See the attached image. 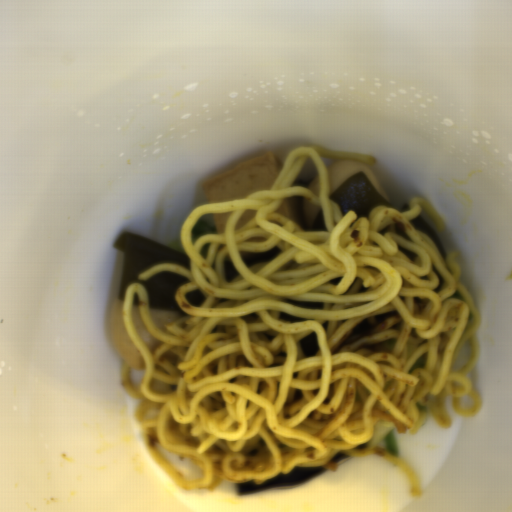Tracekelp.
Instances as JSON below:
<instances>
[{
    "label": "kelp",
    "instance_id": "99668d17",
    "mask_svg": "<svg viewBox=\"0 0 512 512\" xmlns=\"http://www.w3.org/2000/svg\"><path fill=\"white\" fill-rule=\"evenodd\" d=\"M113 244L124 252V272L118 298H124L125 288L130 282H138L146 287L150 307L167 308L179 315H186L175 302V292L181 283H187L189 279L175 272L164 271L148 281H140L138 273L156 262H176L189 271V257L175 248L127 230L118 233Z\"/></svg>",
    "mask_w": 512,
    "mask_h": 512
},
{
    "label": "kelp",
    "instance_id": "cf089659",
    "mask_svg": "<svg viewBox=\"0 0 512 512\" xmlns=\"http://www.w3.org/2000/svg\"><path fill=\"white\" fill-rule=\"evenodd\" d=\"M330 200L339 203L344 216L351 210L358 217H368L374 206L383 205L399 212L409 211L408 203L394 206L382 197L374 188L368 176L362 171L352 175L346 182L333 191Z\"/></svg>",
    "mask_w": 512,
    "mask_h": 512
},
{
    "label": "kelp",
    "instance_id": "604fcf36",
    "mask_svg": "<svg viewBox=\"0 0 512 512\" xmlns=\"http://www.w3.org/2000/svg\"><path fill=\"white\" fill-rule=\"evenodd\" d=\"M322 467H295L289 471L288 474H280L268 480L267 482L256 485L254 482H247L245 484H238L241 492L242 491H255L262 489H270L280 486L294 485L301 481L311 478L318 472Z\"/></svg>",
    "mask_w": 512,
    "mask_h": 512
},
{
    "label": "kelp",
    "instance_id": "861f05c9",
    "mask_svg": "<svg viewBox=\"0 0 512 512\" xmlns=\"http://www.w3.org/2000/svg\"><path fill=\"white\" fill-rule=\"evenodd\" d=\"M292 203L294 205L297 223L303 228V230H326L323 221V209L317 212L313 227H309L306 225V220L304 218V199L300 195H296L292 197Z\"/></svg>",
    "mask_w": 512,
    "mask_h": 512
},
{
    "label": "kelp",
    "instance_id": "d102d525",
    "mask_svg": "<svg viewBox=\"0 0 512 512\" xmlns=\"http://www.w3.org/2000/svg\"><path fill=\"white\" fill-rule=\"evenodd\" d=\"M410 222H411L412 227L415 230H422L428 237H430L434 241L436 246L439 248V250L442 254L443 260L445 262L446 251H445L444 245H443L439 235L435 231V229L428 223V221L422 215H418L414 219L410 220Z\"/></svg>",
    "mask_w": 512,
    "mask_h": 512
},
{
    "label": "kelp",
    "instance_id": "69b00fe1",
    "mask_svg": "<svg viewBox=\"0 0 512 512\" xmlns=\"http://www.w3.org/2000/svg\"><path fill=\"white\" fill-rule=\"evenodd\" d=\"M280 252H281L280 248H278L276 246V247H274L268 251L262 252V253H250V254H245L241 257L248 268V267L254 265L255 263L273 260Z\"/></svg>",
    "mask_w": 512,
    "mask_h": 512
},
{
    "label": "kelp",
    "instance_id": "6d42b08b",
    "mask_svg": "<svg viewBox=\"0 0 512 512\" xmlns=\"http://www.w3.org/2000/svg\"><path fill=\"white\" fill-rule=\"evenodd\" d=\"M299 345L302 351L304 352L305 356H316L317 351L319 349V343L317 340L316 333L313 331L303 339H300Z\"/></svg>",
    "mask_w": 512,
    "mask_h": 512
},
{
    "label": "kelp",
    "instance_id": "59a32d9e",
    "mask_svg": "<svg viewBox=\"0 0 512 512\" xmlns=\"http://www.w3.org/2000/svg\"><path fill=\"white\" fill-rule=\"evenodd\" d=\"M185 299L192 305H200L206 300V296L198 289L185 294Z\"/></svg>",
    "mask_w": 512,
    "mask_h": 512
},
{
    "label": "kelp",
    "instance_id": "21ea7ff6",
    "mask_svg": "<svg viewBox=\"0 0 512 512\" xmlns=\"http://www.w3.org/2000/svg\"><path fill=\"white\" fill-rule=\"evenodd\" d=\"M225 281L231 282L238 274L233 265L229 261H223Z\"/></svg>",
    "mask_w": 512,
    "mask_h": 512
},
{
    "label": "kelp",
    "instance_id": "133cd13f",
    "mask_svg": "<svg viewBox=\"0 0 512 512\" xmlns=\"http://www.w3.org/2000/svg\"><path fill=\"white\" fill-rule=\"evenodd\" d=\"M372 327L373 325L371 324V322L365 318L361 323L355 326L351 335H355L370 330Z\"/></svg>",
    "mask_w": 512,
    "mask_h": 512
},
{
    "label": "kelp",
    "instance_id": "61c4fe6a",
    "mask_svg": "<svg viewBox=\"0 0 512 512\" xmlns=\"http://www.w3.org/2000/svg\"><path fill=\"white\" fill-rule=\"evenodd\" d=\"M284 302H289L292 305H302L309 308H323L324 303L322 302H302V301H294V300H284Z\"/></svg>",
    "mask_w": 512,
    "mask_h": 512
},
{
    "label": "kelp",
    "instance_id": "f00367f4",
    "mask_svg": "<svg viewBox=\"0 0 512 512\" xmlns=\"http://www.w3.org/2000/svg\"><path fill=\"white\" fill-rule=\"evenodd\" d=\"M279 317H280L281 320H289V321H293V322H301V321H306V320H312V319H304V318L292 316V315L286 314V313L281 312V311H280Z\"/></svg>",
    "mask_w": 512,
    "mask_h": 512
},
{
    "label": "kelp",
    "instance_id": "1b26413b",
    "mask_svg": "<svg viewBox=\"0 0 512 512\" xmlns=\"http://www.w3.org/2000/svg\"><path fill=\"white\" fill-rule=\"evenodd\" d=\"M315 177H311L310 179H299V180H296L292 186H302L304 188H309L312 181L314 180ZM291 186V187H292Z\"/></svg>",
    "mask_w": 512,
    "mask_h": 512
},
{
    "label": "kelp",
    "instance_id": "417a2ed2",
    "mask_svg": "<svg viewBox=\"0 0 512 512\" xmlns=\"http://www.w3.org/2000/svg\"><path fill=\"white\" fill-rule=\"evenodd\" d=\"M396 315H398L397 310L396 311H392V312H388V313L379 314L377 316H374V318H375V321L378 323V322H381V321L385 320L386 318L393 317V316H396Z\"/></svg>",
    "mask_w": 512,
    "mask_h": 512
},
{
    "label": "kelp",
    "instance_id": "977a6ead",
    "mask_svg": "<svg viewBox=\"0 0 512 512\" xmlns=\"http://www.w3.org/2000/svg\"><path fill=\"white\" fill-rule=\"evenodd\" d=\"M433 270H434V272L436 273V276H437V278H438V280H439L438 287L433 288V289H434V291H436V292H437V291H438V290H440V289H441V287L443 286V284H444V278H443V277H442V275H441V274L436 270V268H435V266H434V265H433Z\"/></svg>",
    "mask_w": 512,
    "mask_h": 512
},
{
    "label": "kelp",
    "instance_id": "c5f9033e",
    "mask_svg": "<svg viewBox=\"0 0 512 512\" xmlns=\"http://www.w3.org/2000/svg\"><path fill=\"white\" fill-rule=\"evenodd\" d=\"M398 249H400L402 252H404L412 260L413 263H414V258L418 257L415 253H413L412 251H410L402 246L398 245Z\"/></svg>",
    "mask_w": 512,
    "mask_h": 512
},
{
    "label": "kelp",
    "instance_id": "c99c7359",
    "mask_svg": "<svg viewBox=\"0 0 512 512\" xmlns=\"http://www.w3.org/2000/svg\"><path fill=\"white\" fill-rule=\"evenodd\" d=\"M350 457H347V456H344V455H341V454H336L334 455L333 457L330 458L331 462H335V461H340V460H346Z\"/></svg>",
    "mask_w": 512,
    "mask_h": 512
},
{
    "label": "kelp",
    "instance_id": "3304434c",
    "mask_svg": "<svg viewBox=\"0 0 512 512\" xmlns=\"http://www.w3.org/2000/svg\"><path fill=\"white\" fill-rule=\"evenodd\" d=\"M341 281H342V276H341V277H338V278L331 279V280H329V282H328V283H333V284H335V285H336V284H338V283H339V282H341Z\"/></svg>",
    "mask_w": 512,
    "mask_h": 512
},
{
    "label": "kelp",
    "instance_id": "9238b06b",
    "mask_svg": "<svg viewBox=\"0 0 512 512\" xmlns=\"http://www.w3.org/2000/svg\"><path fill=\"white\" fill-rule=\"evenodd\" d=\"M413 300H414L415 303H421L422 304V302H423L419 297H414Z\"/></svg>",
    "mask_w": 512,
    "mask_h": 512
},
{
    "label": "kelp",
    "instance_id": "898cb7cd",
    "mask_svg": "<svg viewBox=\"0 0 512 512\" xmlns=\"http://www.w3.org/2000/svg\"><path fill=\"white\" fill-rule=\"evenodd\" d=\"M366 290H369V289H365L363 288L362 286L357 290V292H363V291H366Z\"/></svg>",
    "mask_w": 512,
    "mask_h": 512
},
{
    "label": "kelp",
    "instance_id": "e1b355b4",
    "mask_svg": "<svg viewBox=\"0 0 512 512\" xmlns=\"http://www.w3.org/2000/svg\"><path fill=\"white\" fill-rule=\"evenodd\" d=\"M219 302H228V299L220 298V299H219V301H218V303H219Z\"/></svg>",
    "mask_w": 512,
    "mask_h": 512
}]
</instances>
